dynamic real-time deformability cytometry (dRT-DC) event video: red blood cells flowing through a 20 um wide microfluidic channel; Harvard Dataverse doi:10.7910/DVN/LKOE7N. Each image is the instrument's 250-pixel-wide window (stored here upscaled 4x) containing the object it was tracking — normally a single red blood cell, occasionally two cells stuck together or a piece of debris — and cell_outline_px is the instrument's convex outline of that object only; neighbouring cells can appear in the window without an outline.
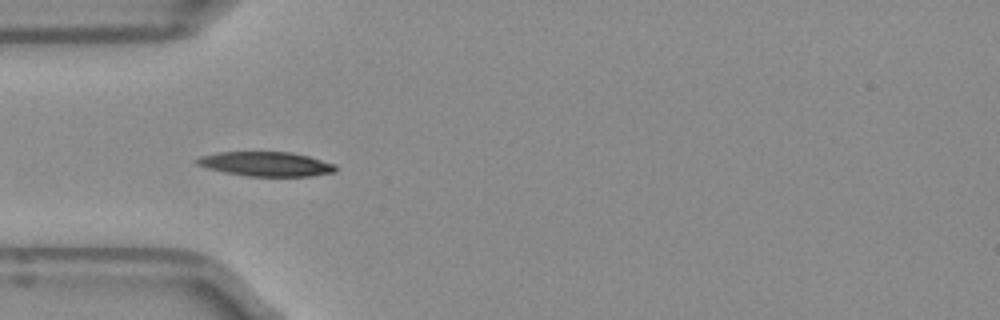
{"species": "Egyptian fruit bat (a non-hibernating species)", "species_latin": "Rousettus aegyptiacus", "temperature_condition": "room temperature", "stored_images_in_passage": 51, "camera_frame_rate_fps": 3000, "um_per_image_px": 0.085, "frame": {"image": 1, "passage_image": 15, "time_ms": 4.667, "image_size_px": [1000, 320], "cell_outline_px": [[336, 172], [312, 176], [248, 176], [224, 172], [208, 168], [196, 164], [196, 160], [200, 156], [220, 152], [292, 152], [308, 156], [336, 164]], "centroid_in_image_um": [22.64, 13.94], "position_along_channel_um": 62.4, "area_um2": 19.71}}
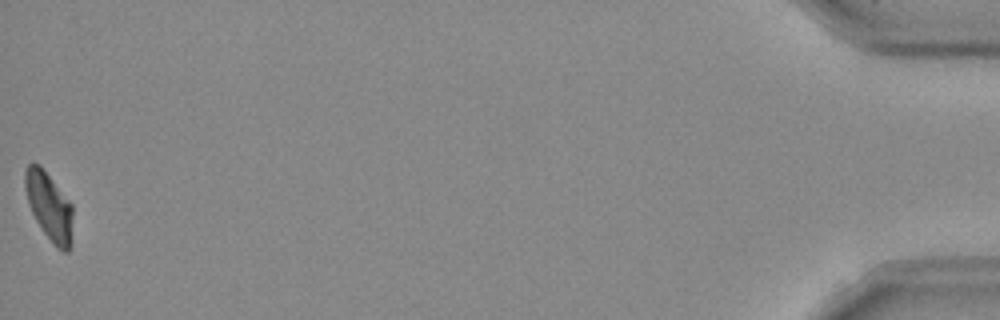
{"frame": {"image": 2, "passage_image": 51, "time_ms": 16.667, "image_size_px": [1000, 320], "cell_outline_px": [[72, 244], [68, 252], [64, 252], [56, 248], [44, 232], [36, 220], [28, 204], [24, 188], [24, 172], [28, 164], [32, 160], [40, 164], [72, 204]], "centroid_in_image_um": [4.17, 17.52], "position_along_channel_um": 431.0, "area_um2": 19.25}, "authors_computed_cell_mechanics": {"area_um2": 19.5942, "velocity_mm_per_s": 3.9359, "shape_relaxation_time_tau1_ms": 4.4452, "shape_relaxation_time_tau2_ms": 10.5734, "deformation_change_tau1": 0.1459, "deformation_change_tau2": 0.1483}}